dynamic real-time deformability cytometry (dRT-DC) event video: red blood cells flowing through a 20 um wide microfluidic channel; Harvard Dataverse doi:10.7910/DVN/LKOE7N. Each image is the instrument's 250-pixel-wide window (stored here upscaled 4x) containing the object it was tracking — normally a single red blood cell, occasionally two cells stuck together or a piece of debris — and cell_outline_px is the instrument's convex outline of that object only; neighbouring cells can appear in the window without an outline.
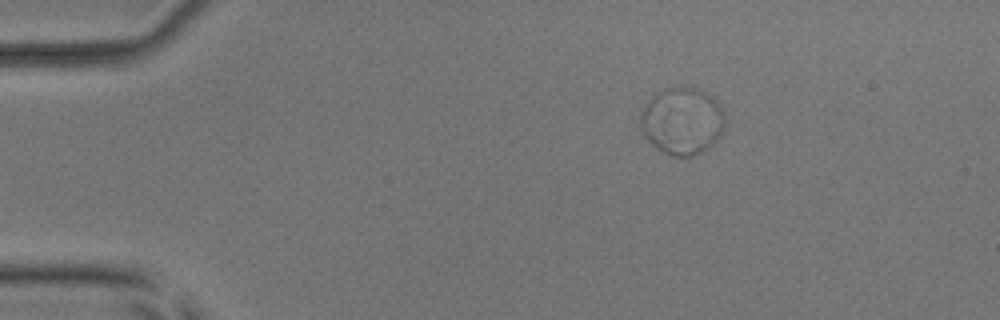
{"species": "common noctule bat (a hibernating species)", "species_latin": "Nyctalus noctula", "temperature_condition": "room temperature", "stored_images_in_passage": 44, "camera_frame_rate_fps": 3000, "um_per_image_px": 0.085, "animal": {"sex": "male", "body_mass_g": 17.9, "forearm_length_mm": 54.2}, "frame": {"image": 1, "passage_image": 10, "time_ms": 3.0, "image_size_px": [1000, 320], "cell_outline_px": [[724, 132], [712, 144], [696, 156], [672, 156], [656, 148], [640, 132], [640, 108], [656, 92], [664, 88], [692, 88], [704, 92], [712, 96], [716, 100], [724, 112]], "centroid_in_image_um": [57.95, 10.3], "position_along_channel_um": 27.1, "area_um2": 33.35}}
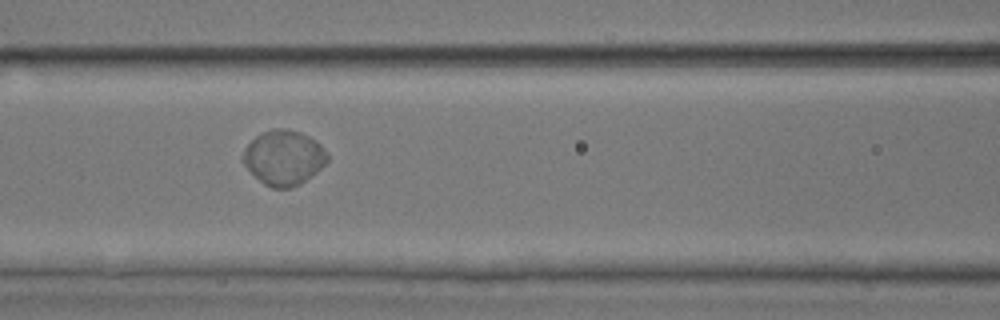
{"frame": {"image": 2, "passage_image": 25, "time_ms": 8.0, "image_size_px": [1000, 320], "cell_outline_px": [[328, 160], [316, 172], [300, 184], [292, 188], [272, 188], [264, 184], [240, 160], [244, 148], [256, 136], [272, 128], [284, 128], [300, 132], [316, 140], [320, 144], [328, 156]], "centroid_in_image_um": [24.1, 13.39], "position_along_channel_um": 142.5, "area_um2": 26.82}}
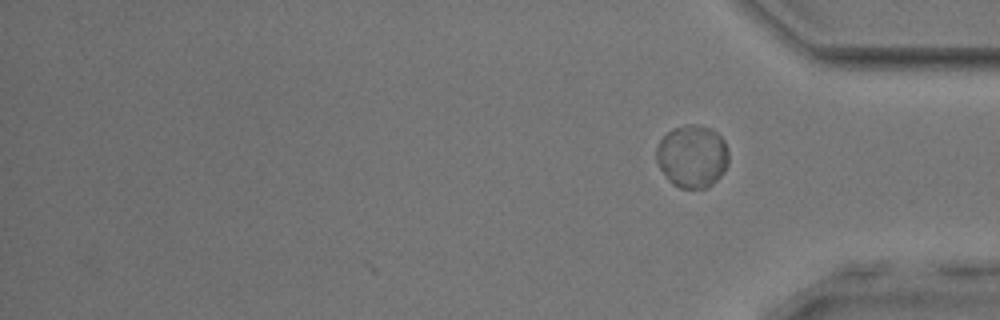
{"frame": {"image": 3, "passage_image": 44, "time_ms": 14.333, "image_size_px": [1000, 320], "cell_outline_px": [[728, 164], [724, 172], [712, 184], [704, 188], [680, 188], [672, 184], [668, 180], [660, 168], [656, 160], [656, 148], [660, 140], [672, 128], [688, 124], [696, 124], [712, 128], [724, 140], [728, 148]], "centroid_in_image_um": [58.84, 13.27], "position_along_channel_um": 376.4, "area_um2": 26.59}, "authors_computed_cell_mechanics": {"area_um2": 27.0215, "velocity_mm_per_s": 3.7406, "shape_relaxation_time_tau1_ms": 3.3751, "shape_relaxation_time_tau2_ms": null, "deformation_change_tau1": 0.0341, "deformation_change_tau2": null}}